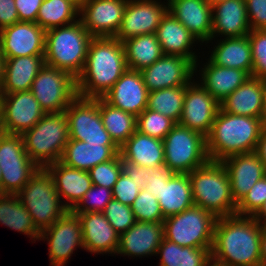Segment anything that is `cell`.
<instances>
[{
	"instance_id": "20",
	"label": "cell",
	"mask_w": 266,
	"mask_h": 266,
	"mask_svg": "<svg viewBox=\"0 0 266 266\" xmlns=\"http://www.w3.org/2000/svg\"><path fill=\"white\" fill-rule=\"evenodd\" d=\"M128 0H87L79 20L92 37H115Z\"/></svg>"
},
{
	"instance_id": "41",
	"label": "cell",
	"mask_w": 266,
	"mask_h": 266,
	"mask_svg": "<svg viewBox=\"0 0 266 266\" xmlns=\"http://www.w3.org/2000/svg\"><path fill=\"white\" fill-rule=\"evenodd\" d=\"M186 94V86L164 88L148 93L147 109L163 114L179 123Z\"/></svg>"
},
{
	"instance_id": "36",
	"label": "cell",
	"mask_w": 266,
	"mask_h": 266,
	"mask_svg": "<svg viewBox=\"0 0 266 266\" xmlns=\"http://www.w3.org/2000/svg\"><path fill=\"white\" fill-rule=\"evenodd\" d=\"M39 240L40 231L17 194H0V224ZM36 239V240H35Z\"/></svg>"
},
{
	"instance_id": "10",
	"label": "cell",
	"mask_w": 266,
	"mask_h": 266,
	"mask_svg": "<svg viewBox=\"0 0 266 266\" xmlns=\"http://www.w3.org/2000/svg\"><path fill=\"white\" fill-rule=\"evenodd\" d=\"M164 163L177 174H189L208 161L206 137L176 123L163 139Z\"/></svg>"
},
{
	"instance_id": "48",
	"label": "cell",
	"mask_w": 266,
	"mask_h": 266,
	"mask_svg": "<svg viewBox=\"0 0 266 266\" xmlns=\"http://www.w3.org/2000/svg\"><path fill=\"white\" fill-rule=\"evenodd\" d=\"M253 59V75L266 79V30H251L248 34Z\"/></svg>"
},
{
	"instance_id": "55",
	"label": "cell",
	"mask_w": 266,
	"mask_h": 266,
	"mask_svg": "<svg viewBox=\"0 0 266 266\" xmlns=\"http://www.w3.org/2000/svg\"><path fill=\"white\" fill-rule=\"evenodd\" d=\"M4 63L5 59L0 55V91L2 89L4 81Z\"/></svg>"
},
{
	"instance_id": "43",
	"label": "cell",
	"mask_w": 266,
	"mask_h": 266,
	"mask_svg": "<svg viewBox=\"0 0 266 266\" xmlns=\"http://www.w3.org/2000/svg\"><path fill=\"white\" fill-rule=\"evenodd\" d=\"M131 208L137 222H163L165 219L157 198L146 189H141Z\"/></svg>"
},
{
	"instance_id": "25",
	"label": "cell",
	"mask_w": 266,
	"mask_h": 266,
	"mask_svg": "<svg viewBox=\"0 0 266 266\" xmlns=\"http://www.w3.org/2000/svg\"><path fill=\"white\" fill-rule=\"evenodd\" d=\"M163 238V222H136L120 234L116 253L128 257L156 255Z\"/></svg>"
},
{
	"instance_id": "46",
	"label": "cell",
	"mask_w": 266,
	"mask_h": 266,
	"mask_svg": "<svg viewBox=\"0 0 266 266\" xmlns=\"http://www.w3.org/2000/svg\"><path fill=\"white\" fill-rule=\"evenodd\" d=\"M102 212L118 234L126 232L137 222L132 208L114 199L106 205Z\"/></svg>"
},
{
	"instance_id": "49",
	"label": "cell",
	"mask_w": 266,
	"mask_h": 266,
	"mask_svg": "<svg viewBox=\"0 0 266 266\" xmlns=\"http://www.w3.org/2000/svg\"><path fill=\"white\" fill-rule=\"evenodd\" d=\"M251 30H266V0H245Z\"/></svg>"
},
{
	"instance_id": "11",
	"label": "cell",
	"mask_w": 266,
	"mask_h": 266,
	"mask_svg": "<svg viewBox=\"0 0 266 266\" xmlns=\"http://www.w3.org/2000/svg\"><path fill=\"white\" fill-rule=\"evenodd\" d=\"M30 91L45 113L65 111L78 96L76 78L47 64L40 69Z\"/></svg>"
},
{
	"instance_id": "57",
	"label": "cell",
	"mask_w": 266,
	"mask_h": 266,
	"mask_svg": "<svg viewBox=\"0 0 266 266\" xmlns=\"http://www.w3.org/2000/svg\"><path fill=\"white\" fill-rule=\"evenodd\" d=\"M264 122L266 123V79H265V92H264Z\"/></svg>"
},
{
	"instance_id": "27",
	"label": "cell",
	"mask_w": 266,
	"mask_h": 266,
	"mask_svg": "<svg viewBox=\"0 0 266 266\" xmlns=\"http://www.w3.org/2000/svg\"><path fill=\"white\" fill-rule=\"evenodd\" d=\"M264 92L265 80L251 76L220 103V108L234 115L264 118Z\"/></svg>"
},
{
	"instance_id": "3",
	"label": "cell",
	"mask_w": 266,
	"mask_h": 266,
	"mask_svg": "<svg viewBox=\"0 0 266 266\" xmlns=\"http://www.w3.org/2000/svg\"><path fill=\"white\" fill-rule=\"evenodd\" d=\"M265 125L264 118L234 115L219 108L206 137L209 160L221 162L234 155L255 152Z\"/></svg>"
},
{
	"instance_id": "15",
	"label": "cell",
	"mask_w": 266,
	"mask_h": 266,
	"mask_svg": "<svg viewBox=\"0 0 266 266\" xmlns=\"http://www.w3.org/2000/svg\"><path fill=\"white\" fill-rule=\"evenodd\" d=\"M41 238L48 241L51 266H65L77 246L84 248L81 221L71 210L41 231Z\"/></svg>"
},
{
	"instance_id": "38",
	"label": "cell",
	"mask_w": 266,
	"mask_h": 266,
	"mask_svg": "<svg viewBox=\"0 0 266 266\" xmlns=\"http://www.w3.org/2000/svg\"><path fill=\"white\" fill-rule=\"evenodd\" d=\"M99 111L104 128L121 147L136 131L137 117L107 103L99 97Z\"/></svg>"
},
{
	"instance_id": "47",
	"label": "cell",
	"mask_w": 266,
	"mask_h": 266,
	"mask_svg": "<svg viewBox=\"0 0 266 266\" xmlns=\"http://www.w3.org/2000/svg\"><path fill=\"white\" fill-rule=\"evenodd\" d=\"M266 200V175L258 180L250 191L237 203L236 214L254 216Z\"/></svg>"
},
{
	"instance_id": "17",
	"label": "cell",
	"mask_w": 266,
	"mask_h": 266,
	"mask_svg": "<svg viewBox=\"0 0 266 266\" xmlns=\"http://www.w3.org/2000/svg\"><path fill=\"white\" fill-rule=\"evenodd\" d=\"M194 81L186 85L179 124L207 137L220 108V103Z\"/></svg>"
},
{
	"instance_id": "42",
	"label": "cell",
	"mask_w": 266,
	"mask_h": 266,
	"mask_svg": "<svg viewBox=\"0 0 266 266\" xmlns=\"http://www.w3.org/2000/svg\"><path fill=\"white\" fill-rule=\"evenodd\" d=\"M175 124L169 117L146 108L137 116L136 130L144 135L163 140Z\"/></svg>"
},
{
	"instance_id": "50",
	"label": "cell",
	"mask_w": 266,
	"mask_h": 266,
	"mask_svg": "<svg viewBox=\"0 0 266 266\" xmlns=\"http://www.w3.org/2000/svg\"><path fill=\"white\" fill-rule=\"evenodd\" d=\"M43 0H15L19 21L36 22Z\"/></svg>"
},
{
	"instance_id": "24",
	"label": "cell",
	"mask_w": 266,
	"mask_h": 266,
	"mask_svg": "<svg viewBox=\"0 0 266 266\" xmlns=\"http://www.w3.org/2000/svg\"><path fill=\"white\" fill-rule=\"evenodd\" d=\"M81 221L83 247L96 254H116L120 234L110 225L103 212L76 214Z\"/></svg>"
},
{
	"instance_id": "6",
	"label": "cell",
	"mask_w": 266,
	"mask_h": 266,
	"mask_svg": "<svg viewBox=\"0 0 266 266\" xmlns=\"http://www.w3.org/2000/svg\"><path fill=\"white\" fill-rule=\"evenodd\" d=\"M22 137L26 153L38 167L60 161L69 141L65 111L45 113Z\"/></svg>"
},
{
	"instance_id": "44",
	"label": "cell",
	"mask_w": 266,
	"mask_h": 266,
	"mask_svg": "<svg viewBox=\"0 0 266 266\" xmlns=\"http://www.w3.org/2000/svg\"><path fill=\"white\" fill-rule=\"evenodd\" d=\"M113 199L112 189L92 185L84 197L71 210L74 214L87 212H102L106 205Z\"/></svg>"
},
{
	"instance_id": "26",
	"label": "cell",
	"mask_w": 266,
	"mask_h": 266,
	"mask_svg": "<svg viewBox=\"0 0 266 266\" xmlns=\"http://www.w3.org/2000/svg\"><path fill=\"white\" fill-rule=\"evenodd\" d=\"M164 55L181 56L190 59L195 64V73L198 67L197 55L192 52V45L197 42L196 37L169 11L162 17L156 30Z\"/></svg>"
},
{
	"instance_id": "51",
	"label": "cell",
	"mask_w": 266,
	"mask_h": 266,
	"mask_svg": "<svg viewBox=\"0 0 266 266\" xmlns=\"http://www.w3.org/2000/svg\"><path fill=\"white\" fill-rule=\"evenodd\" d=\"M19 22L15 0H0V30Z\"/></svg>"
},
{
	"instance_id": "31",
	"label": "cell",
	"mask_w": 266,
	"mask_h": 266,
	"mask_svg": "<svg viewBox=\"0 0 266 266\" xmlns=\"http://www.w3.org/2000/svg\"><path fill=\"white\" fill-rule=\"evenodd\" d=\"M4 59V81L0 94L30 90L32 82L45 65L44 56H21Z\"/></svg>"
},
{
	"instance_id": "35",
	"label": "cell",
	"mask_w": 266,
	"mask_h": 266,
	"mask_svg": "<svg viewBox=\"0 0 266 266\" xmlns=\"http://www.w3.org/2000/svg\"><path fill=\"white\" fill-rule=\"evenodd\" d=\"M122 43L127 68L131 70L141 71L164 55L155 33L131 37Z\"/></svg>"
},
{
	"instance_id": "40",
	"label": "cell",
	"mask_w": 266,
	"mask_h": 266,
	"mask_svg": "<svg viewBox=\"0 0 266 266\" xmlns=\"http://www.w3.org/2000/svg\"><path fill=\"white\" fill-rule=\"evenodd\" d=\"M80 8L70 0H43L36 23L45 31L75 23Z\"/></svg>"
},
{
	"instance_id": "4",
	"label": "cell",
	"mask_w": 266,
	"mask_h": 266,
	"mask_svg": "<svg viewBox=\"0 0 266 266\" xmlns=\"http://www.w3.org/2000/svg\"><path fill=\"white\" fill-rule=\"evenodd\" d=\"M194 205L202 207L217 218L236 214L230 178L222 162L208 161L189 173Z\"/></svg>"
},
{
	"instance_id": "21",
	"label": "cell",
	"mask_w": 266,
	"mask_h": 266,
	"mask_svg": "<svg viewBox=\"0 0 266 266\" xmlns=\"http://www.w3.org/2000/svg\"><path fill=\"white\" fill-rule=\"evenodd\" d=\"M148 93L141 72L127 69L102 98L137 117L147 108Z\"/></svg>"
},
{
	"instance_id": "33",
	"label": "cell",
	"mask_w": 266,
	"mask_h": 266,
	"mask_svg": "<svg viewBox=\"0 0 266 266\" xmlns=\"http://www.w3.org/2000/svg\"><path fill=\"white\" fill-rule=\"evenodd\" d=\"M119 154L124 161L148 169L164 163L163 140L144 135L137 130L119 147Z\"/></svg>"
},
{
	"instance_id": "29",
	"label": "cell",
	"mask_w": 266,
	"mask_h": 266,
	"mask_svg": "<svg viewBox=\"0 0 266 266\" xmlns=\"http://www.w3.org/2000/svg\"><path fill=\"white\" fill-rule=\"evenodd\" d=\"M45 168L54 180L60 199L62 197L67 199L63 204L68 210H72L93 185L88 171L66 166L60 161L51 163Z\"/></svg>"
},
{
	"instance_id": "5",
	"label": "cell",
	"mask_w": 266,
	"mask_h": 266,
	"mask_svg": "<svg viewBox=\"0 0 266 266\" xmlns=\"http://www.w3.org/2000/svg\"><path fill=\"white\" fill-rule=\"evenodd\" d=\"M93 37L80 20L46 31L45 64L68 71L76 79L83 72Z\"/></svg>"
},
{
	"instance_id": "28",
	"label": "cell",
	"mask_w": 266,
	"mask_h": 266,
	"mask_svg": "<svg viewBox=\"0 0 266 266\" xmlns=\"http://www.w3.org/2000/svg\"><path fill=\"white\" fill-rule=\"evenodd\" d=\"M250 31L245 0H226L212 6L211 40L217 35L244 37Z\"/></svg>"
},
{
	"instance_id": "34",
	"label": "cell",
	"mask_w": 266,
	"mask_h": 266,
	"mask_svg": "<svg viewBox=\"0 0 266 266\" xmlns=\"http://www.w3.org/2000/svg\"><path fill=\"white\" fill-rule=\"evenodd\" d=\"M209 60L218 66L241 69L253 75V59L248 35L220 39Z\"/></svg>"
},
{
	"instance_id": "58",
	"label": "cell",
	"mask_w": 266,
	"mask_h": 266,
	"mask_svg": "<svg viewBox=\"0 0 266 266\" xmlns=\"http://www.w3.org/2000/svg\"><path fill=\"white\" fill-rule=\"evenodd\" d=\"M211 6L226 0H206Z\"/></svg>"
},
{
	"instance_id": "37",
	"label": "cell",
	"mask_w": 266,
	"mask_h": 266,
	"mask_svg": "<svg viewBox=\"0 0 266 266\" xmlns=\"http://www.w3.org/2000/svg\"><path fill=\"white\" fill-rule=\"evenodd\" d=\"M156 254L161 256L159 266H209L212 264L211 248L183 247L164 238Z\"/></svg>"
},
{
	"instance_id": "12",
	"label": "cell",
	"mask_w": 266,
	"mask_h": 266,
	"mask_svg": "<svg viewBox=\"0 0 266 266\" xmlns=\"http://www.w3.org/2000/svg\"><path fill=\"white\" fill-rule=\"evenodd\" d=\"M1 194H17L38 170L25 151L22 135L0 131Z\"/></svg>"
},
{
	"instance_id": "45",
	"label": "cell",
	"mask_w": 266,
	"mask_h": 266,
	"mask_svg": "<svg viewBox=\"0 0 266 266\" xmlns=\"http://www.w3.org/2000/svg\"><path fill=\"white\" fill-rule=\"evenodd\" d=\"M93 185L113 189L122 173V158L118 154L114 159L100 163L88 171Z\"/></svg>"
},
{
	"instance_id": "16",
	"label": "cell",
	"mask_w": 266,
	"mask_h": 266,
	"mask_svg": "<svg viewBox=\"0 0 266 266\" xmlns=\"http://www.w3.org/2000/svg\"><path fill=\"white\" fill-rule=\"evenodd\" d=\"M46 31L36 22L19 21L0 30L3 58L44 56Z\"/></svg>"
},
{
	"instance_id": "56",
	"label": "cell",
	"mask_w": 266,
	"mask_h": 266,
	"mask_svg": "<svg viewBox=\"0 0 266 266\" xmlns=\"http://www.w3.org/2000/svg\"><path fill=\"white\" fill-rule=\"evenodd\" d=\"M72 1L74 4H76L79 8H81L87 0H70Z\"/></svg>"
},
{
	"instance_id": "53",
	"label": "cell",
	"mask_w": 266,
	"mask_h": 266,
	"mask_svg": "<svg viewBox=\"0 0 266 266\" xmlns=\"http://www.w3.org/2000/svg\"><path fill=\"white\" fill-rule=\"evenodd\" d=\"M261 258L262 266H266V225H261Z\"/></svg>"
},
{
	"instance_id": "32",
	"label": "cell",
	"mask_w": 266,
	"mask_h": 266,
	"mask_svg": "<svg viewBox=\"0 0 266 266\" xmlns=\"http://www.w3.org/2000/svg\"><path fill=\"white\" fill-rule=\"evenodd\" d=\"M201 86L221 103L249 77L246 71L213 64L209 59L201 70Z\"/></svg>"
},
{
	"instance_id": "22",
	"label": "cell",
	"mask_w": 266,
	"mask_h": 266,
	"mask_svg": "<svg viewBox=\"0 0 266 266\" xmlns=\"http://www.w3.org/2000/svg\"><path fill=\"white\" fill-rule=\"evenodd\" d=\"M221 162L230 178L231 194L236 204L266 175L264 164L255 152L234 155Z\"/></svg>"
},
{
	"instance_id": "13",
	"label": "cell",
	"mask_w": 266,
	"mask_h": 266,
	"mask_svg": "<svg viewBox=\"0 0 266 266\" xmlns=\"http://www.w3.org/2000/svg\"><path fill=\"white\" fill-rule=\"evenodd\" d=\"M69 139L91 144H115L104 128L99 111V98L77 96L65 110Z\"/></svg>"
},
{
	"instance_id": "7",
	"label": "cell",
	"mask_w": 266,
	"mask_h": 266,
	"mask_svg": "<svg viewBox=\"0 0 266 266\" xmlns=\"http://www.w3.org/2000/svg\"><path fill=\"white\" fill-rule=\"evenodd\" d=\"M17 195L40 232L53 225L68 211L62 204L54 180L46 168L39 167Z\"/></svg>"
},
{
	"instance_id": "14",
	"label": "cell",
	"mask_w": 266,
	"mask_h": 266,
	"mask_svg": "<svg viewBox=\"0 0 266 266\" xmlns=\"http://www.w3.org/2000/svg\"><path fill=\"white\" fill-rule=\"evenodd\" d=\"M45 114L30 90L0 97V131L23 135Z\"/></svg>"
},
{
	"instance_id": "1",
	"label": "cell",
	"mask_w": 266,
	"mask_h": 266,
	"mask_svg": "<svg viewBox=\"0 0 266 266\" xmlns=\"http://www.w3.org/2000/svg\"><path fill=\"white\" fill-rule=\"evenodd\" d=\"M261 224L253 216L231 215L216 221L212 263L217 266H262Z\"/></svg>"
},
{
	"instance_id": "9",
	"label": "cell",
	"mask_w": 266,
	"mask_h": 266,
	"mask_svg": "<svg viewBox=\"0 0 266 266\" xmlns=\"http://www.w3.org/2000/svg\"><path fill=\"white\" fill-rule=\"evenodd\" d=\"M144 189L157 198L165 218L194 206L189 174H177L166 163L147 171Z\"/></svg>"
},
{
	"instance_id": "39",
	"label": "cell",
	"mask_w": 266,
	"mask_h": 266,
	"mask_svg": "<svg viewBox=\"0 0 266 266\" xmlns=\"http://www.w3.org/2000/svg\"><path fill=\"white\" fill-rule=\"evenodd\" d=\"M148 170L122 160V173L112 189L113 199L131 207L141 189L145 188Z\"/></svg>"
},
{
	"instance_id": "23",
	"label": "cell",
	"mask_w": 266,
	"mask_h": 266,
	"mask_svg": "<svg viewBox=\"0 0 266 266\" xmlns=\"http://www.w3.org/2000/svg\"><path fill=\"white\" fill-rule=\"evenodd\" d=\"M168 11L198 40L205 43L212 36V6L206 0H167Z\"/></svg>"
},
{
	"instance_id": "59",
	"label": "cell",
	"mask_w": 266,
	"mask_h": 266,
	"mask_svg": "<svg viewBox=\"0 0 266 266\" xmlns=\"http://www.w3.org/2000/svg\"><path fill=\"white\" fill-rule=\"evenodd\" d=\"M1 180H2V172H1V168H0V194H1Z\"/></svg>"
},
{
	"instance_id": "18",
	"label": "cell",
	"mask_w": 266,
	"mask_h": 266,
	"mask_svg": "<svg viewBox=\"0 0 266 266\" xmlns=\"http://www.w3.org/2000/svg\"><path fill=\"white\" fill-rule=\"evenodd\" d=\"M157 1L128 0L115 38L123 42L131 37L156 33L162 17L168 11V4Z\"/></svg>"
},
{
	"instance_id": "30",
	"label": "cell",
	"mask_w": 266,
	"mask_h": 266,
	"mask_svg": "<svg viewBox=\"0 0 266 266\" xmlns=\"http://www.w3.org/2000/svg\"><path fill=\"white\" fill-rule=\"evenodd\" d=\"M119 154L116 144H91L69 139L60 162L66 166L89 171L96 165L112 160Z\"/></svg>"
},
{
	"instance_id": "19",
	"label": "cell",
	"mask_w": 266,
	"mask_h": 266,
	"mask_svg": "<svg viewBox=\"0 0 266 266\" xmlns=\"http://www.w3.org/2000/svg\"><path fill=\"white\" fill-rule=\"evenodd\" d=\"M149 92L189 85L194 78L195 64L186 57L163 55L141 71Z\"/></svg>"
},
{
	"instance_id": "52",
	"label": "cell",
	"mask_w": 266,
	"mask_h": 266,
	"mask_svg": "<svg viewBox=\"0 0 266 266\" xmlns=\"http://www.w3.org/2000/svg\"><path fill=\"white\" fill-rule=\"evenodd\" d=\"M255 153L260 157V160L264 164L266 170V125L261 130Z\"/></svg>"
},
{
	"instance_id": "8",
	"label": "cell",
	"mask_w": 266,
	"mask_h": 266,
	"mask_svg": "<svg viewBox=\"0 0 266 266\" xmlns=\"http://www.w3.org/2000/svg\"><path fill=\"white\" fill-rule=\"evenodd\" d=\"M217 219L214 214L194 205L164 219V239L183 247L212 248Z\"/></svg>"
},
{
	"instance_id": "2",
	"label": "cell",
	"mask_w": 266,
	"mask_h": 266,
	"mask_svg": "<svg viewBox=\"0 0 266 266\" xmlns=\"http://www.w3.org/2000/svg\"><path fill=\"white\" fill-rule=\"evenodd\" d=\"M127 69L122 42L115 37H93L83 72L76 79L78 96L102 97Z\"/></svg>"
},
{
	"instance_id": "54",
	"label": "cell",
	"mask_w": 266,
	"mask_h": 266,
	"mask_svg": "<svg viewBox=\"0 0 266 266\" xmlns=\"http://www.w3.org/2000/svg\"><path fill=\"white\" fill-rule=\"evenodd\" d=\"M261 225H266V200L260 210L253 216Z\"/></svg>"
}]
</instances>
